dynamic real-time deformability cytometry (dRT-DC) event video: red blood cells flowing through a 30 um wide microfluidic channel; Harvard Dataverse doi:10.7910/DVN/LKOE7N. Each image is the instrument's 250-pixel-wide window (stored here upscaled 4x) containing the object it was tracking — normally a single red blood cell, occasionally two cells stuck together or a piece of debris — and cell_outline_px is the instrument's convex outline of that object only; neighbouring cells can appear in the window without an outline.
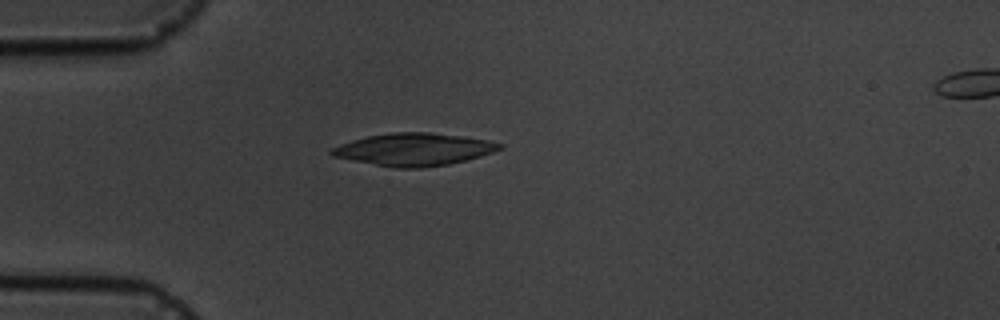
{"species": "common noctule bat (a hibernating species)", "species_latin": "Nyctalus noctula", "temperature_condition": "cold", "stored_images_in_passage": 2, "segment_of_instrument_passage": [1, 2], "camera_frame_rate_fps": 3000, "um_per_image_px": 0.085, "animal": {"sex": "male", "body_mass_g": 19.5, "forearm_length_mm": 54.6}, "frame": {"image": 1, "passage_image": 1, "time_ms": 0.0, "image_size_px": [1000, 320], "cell_outline_px": [[504, 148], [480, 156], [448, 164], [420, 168], [396, 168], [332, 156], [328, 152], [332, 148], [340, 144], [352, 140], [368, 136], [392, 132], [428, 132], [464, 136], [488, 140], [504, 144]], "centroid_in_image_um": [35.2, 12.69], "position_along_channel_um": 49.8, "area_um2": 31.62}}